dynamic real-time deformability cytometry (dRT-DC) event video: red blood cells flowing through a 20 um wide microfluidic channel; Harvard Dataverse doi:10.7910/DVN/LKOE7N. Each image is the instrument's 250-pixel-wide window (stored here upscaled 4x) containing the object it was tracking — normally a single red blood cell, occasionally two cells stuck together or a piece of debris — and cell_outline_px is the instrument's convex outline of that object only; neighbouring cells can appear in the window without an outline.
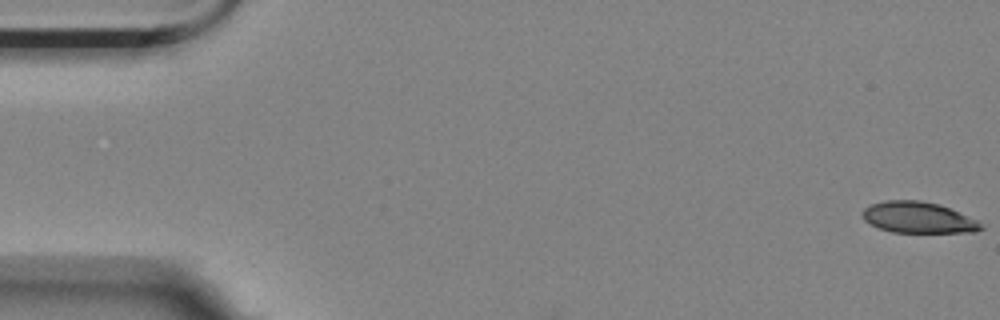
{"species": "Egyptian fruit bat (a non-hibernating species)", "species_latin": "Rousettus aegyptiacus", "temperature_condition": "room temperature", "stored_images_in_passage": 5, "camera_frame_rate_fps": 3000, "um_per_image_px": 0.085, "animal": {"sex": "female"}, "frame": {"image": 1, "passage_image": 1, "time_ms": 0.0, "image_size_px": [1000, 320], "cell_outline_px": [[984, 228], [976, 232], [892, 232], [880, 228], [864, 220], [860, 216], [860, 212], [868, 204], [884, 200], [920, 200], [940, 204], [976, 220], [984, 224]], "centroid_in_image_um": [78.01, 18.47], "position_along_channel_um": 7.0, "area_um2": 21.68}}
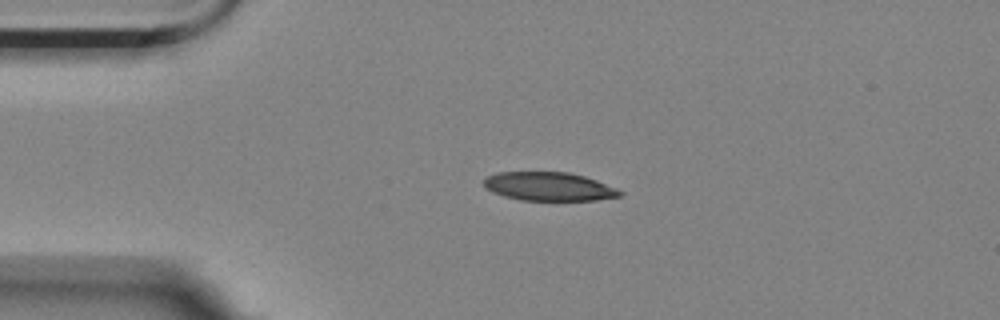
{"frame": {"image": 2, "passage_image": 4, "time_ms": 1.0, "image_size_px": [1000, 320], "cell_outline_px": [[624, 192], [620, 196], [596, 200], [520, 200], [504, 196], [492, 192], [484, 188], [484, 180], [488, 176], [496, 172], [568, 172], [584, 176], [596, 180], [616, 188]], "centroid_in_image_um": [46.64, 15.85], "position_along_channel_um": 38.4, "area_um2": 22.66}}